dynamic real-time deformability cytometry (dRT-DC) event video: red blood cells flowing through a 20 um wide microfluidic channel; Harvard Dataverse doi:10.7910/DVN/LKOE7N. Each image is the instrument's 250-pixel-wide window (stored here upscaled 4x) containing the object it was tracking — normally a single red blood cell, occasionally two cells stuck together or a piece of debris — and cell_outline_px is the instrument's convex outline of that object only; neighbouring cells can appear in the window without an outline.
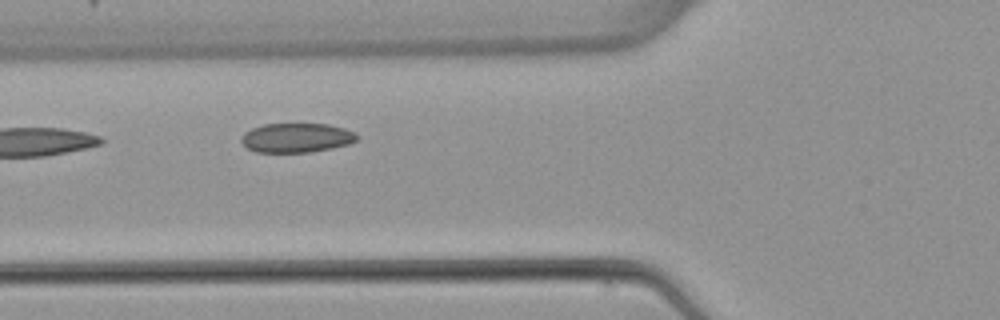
{"species": "common noctule bat (a hibernating species)", "species_latin": "Nyctalus noctula", "temperature_condition": "warm", "stored_images_in_passage": 6, "camera_frame_rate_fps": 3000, "um_per_image_px": 0.085, "animal": {"sex": "female", "body_mass_g": 22.7, "forearm_length_mm": 54.2}, "frame": {"image": 1, "passage_image": 4, "time_ms": 3.667, "image_size_px": [1000, 320], "cell_outline_px": [[360, 136], [356, 140], [348, 144], [332, 148], [312, 152], [256, 152], [248, 148], [240, 140], [240, 136], [244, 132], [252, 128], [264, 124], [328, 124], [344, 128], [356, 132]], "centroid_in_image_um": [25.21, 11.71], "position_along_channel_um": 100.6, "area_um2": 19.88}}
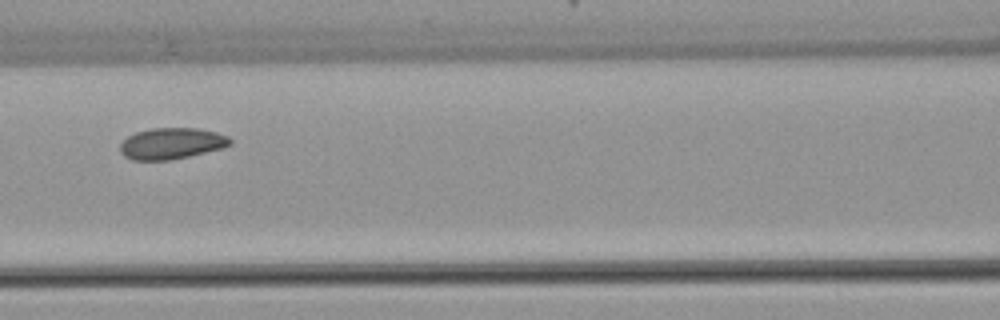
{"frame": {"image": 2, "passage_image": 5, "time_ms": 5.0, "image_size_px": [1000, 320], "cell_outline_px": [[232, 144], [224, 148], [188, 156], [168, 160], [132, 160], [124, 156], [120, 152], [120, 144], [128, 136], [136, 132], [152, 128], [200, 128], [216, 132], [228, 136], [232, 140]], "centroid_in_image_um": [14.6, 12.19], "position_along_channel_um": 152.0, "area_um2": 20.11}}